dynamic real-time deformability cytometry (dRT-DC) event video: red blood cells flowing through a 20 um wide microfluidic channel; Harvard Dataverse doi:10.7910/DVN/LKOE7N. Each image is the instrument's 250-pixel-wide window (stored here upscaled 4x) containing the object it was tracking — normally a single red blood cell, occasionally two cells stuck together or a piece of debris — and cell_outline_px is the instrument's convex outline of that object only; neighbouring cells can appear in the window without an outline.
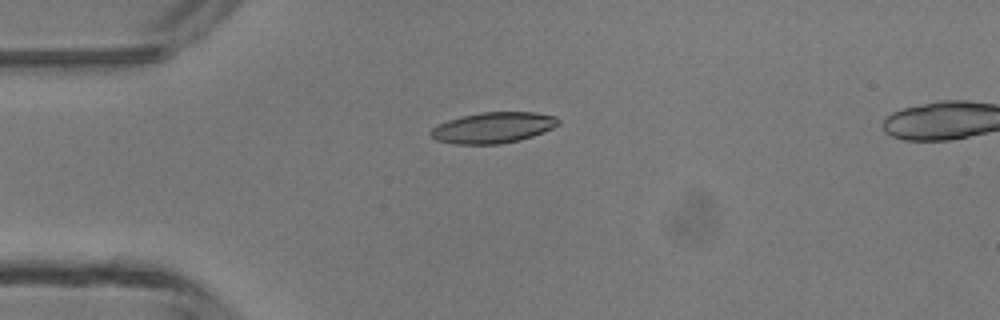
{"species": "common noctule bat (a hibernating species)", "species_latin": "Nyctalus noctula", "temperature_condition": "room temperature", "stored_images_in_passage": 5, "camera_frame_rate_fps": 3000, "um_per_image_px": 0.085, "animal": {"sex": "male", "body_mass_g": 13.3}, "frame": {"image": 1, "passage_image": 4, "time_ms": 3.667, "image_size_px": [1000, 320], "cell_outline_px": [[560, 124], [544, 132], [520, 140], [500, 144], [456, 144], [436, 140], [428, 132], [432, 128], [448, 120], [480, 112], [536, 112], [556, 116], [560, 120]], "centroid_in_image_um": [41.95, 10.85], "position_along_channel_um": 43.0, "area_um2": 22.95}}